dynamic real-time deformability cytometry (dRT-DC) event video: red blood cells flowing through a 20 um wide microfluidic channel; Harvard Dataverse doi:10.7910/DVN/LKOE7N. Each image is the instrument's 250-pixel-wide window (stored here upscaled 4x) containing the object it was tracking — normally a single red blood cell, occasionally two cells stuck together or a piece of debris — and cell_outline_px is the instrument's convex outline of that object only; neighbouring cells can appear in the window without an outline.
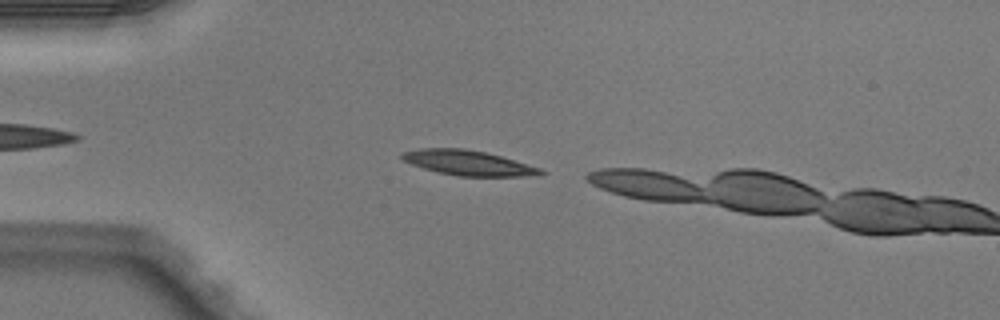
{"species": "Egyptian fruit bat (a non-hibernating species)", "species_latin": "Rousettus aegyptiacus", "temperature_condition": "warm", "stored_images_in_passage": 2, "camera_frame_rate_fps": 3000, "um_per_image_px": 0.085, "animal": {"sex": "male"}, "frame": {"image": 1, "passage_image": 2, "time_ms": 0.333, "image_size_px": [1000, 320], "cell_outline_px": [[548, 172], [524, 176], [456, 176], [424, 168], [412, 164], [404, 160], [400, 156], [400, 152], [420, 148], [464, 148], [484, 152], [500, 156], [540, 168]], "centroid_in_image_um": [39.74, 13.83], "position_along_channel_um": 45.3, "area_um2": 19.88}}